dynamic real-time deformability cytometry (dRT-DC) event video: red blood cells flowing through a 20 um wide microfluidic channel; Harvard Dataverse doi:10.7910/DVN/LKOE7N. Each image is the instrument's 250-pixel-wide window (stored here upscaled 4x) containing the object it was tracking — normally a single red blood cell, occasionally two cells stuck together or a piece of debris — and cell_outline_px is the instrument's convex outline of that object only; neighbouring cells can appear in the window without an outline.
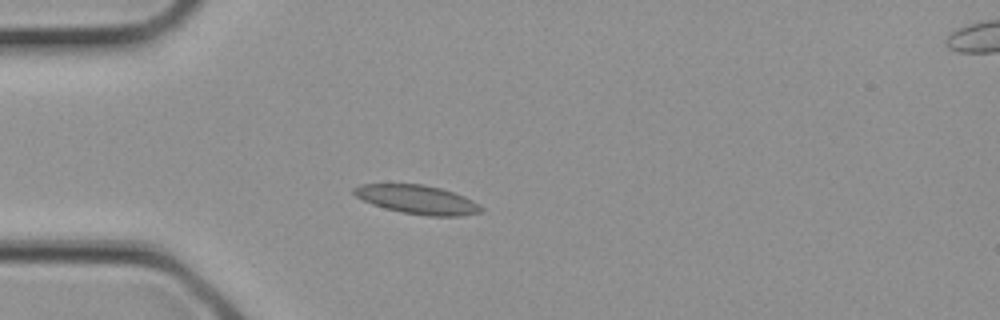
{"species": "common noctule bat (a hibernating species)", "species_latin": "Nyctalus noctula", "temperature_condition": "cold", "stored_images_in_passage": 3, "camera_frame_rate_fps": 3000, "um_per_image_px": 0.085, "animal": {"sex": "female", "body_mass_g": 21.9}, "frame": {"image": 1, "passage_image": 2, "time_ms": 0.333, "image_size_px": [1000, 320], "cell_outline_px": [[484, 208], [480, 212], [460, 216], [428, 216], [400, 212], [384, 208], [372, 204], [356, 196], [352, 192], [352, 188], [360, 184], [424, 184], [440, 188], [464, 196], [472, 200]], "centroid_in_image_um": [35.45, 16.96], "position_along_channel_um": 49.5, "area_um2": 21.33}}